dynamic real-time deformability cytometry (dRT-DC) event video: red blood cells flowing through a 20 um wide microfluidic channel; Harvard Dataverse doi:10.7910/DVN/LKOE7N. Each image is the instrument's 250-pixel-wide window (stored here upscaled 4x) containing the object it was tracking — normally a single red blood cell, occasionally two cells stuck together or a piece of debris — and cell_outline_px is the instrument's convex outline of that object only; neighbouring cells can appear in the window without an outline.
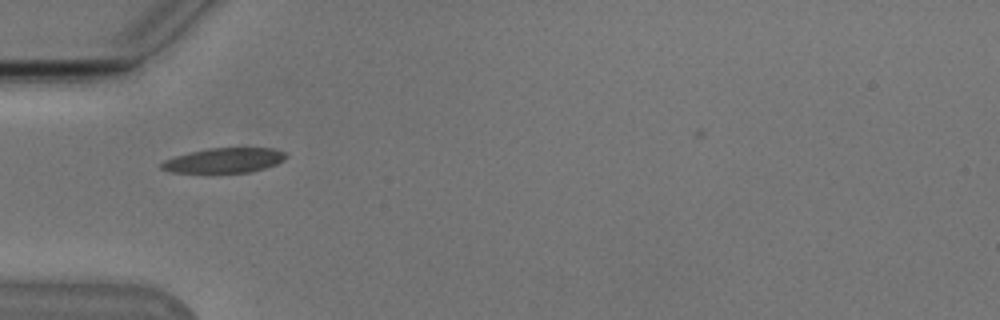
{"species": "Egyptian fruit bat (a non-hibernating species)", "species_latin": "Rousettus aegyptiacus", "temperature_condition": "cold", "stored_images_in_passage": 37, "camera_frame_rate_fps": 3000, "um_per_image_px": 0.085, "animal": {"sex": "male"}, "frame": {"image": 1, "passage_image": 1, "time_ms": 0.0, "image_size_px": [1000, 320], "cell_outline_px": [[288, 156], [284, 160], [276, 164], [264, 168], [248, 172], [172, 172], [160, 168], [160, 164], [164, 160], [176, 156], [208, 148], [272, 148], [284, 152]], "centroid_in_image_um": [19.07, 13.62], "position_along_channel_um": 65.9, "area_um2": 17.74}}
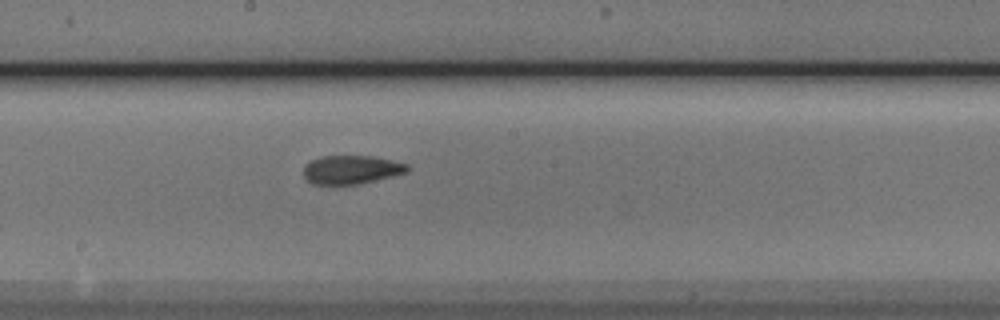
{"frame": {"image": 2, "passage_image": 13, "time_ms": 4.0, "image_size_px": [1000, 320], "cell_outline_px": [[412, 168], [408, 172], [360, 184], [312, 184], [304, 176], [304, 164], [320, 156], [372, 156], [392, 160], [408, 164]], "centroid_in_image_um": [29.89, 14.41], "position_along_channel_um": 218.3, "area_um2": 17.4}}
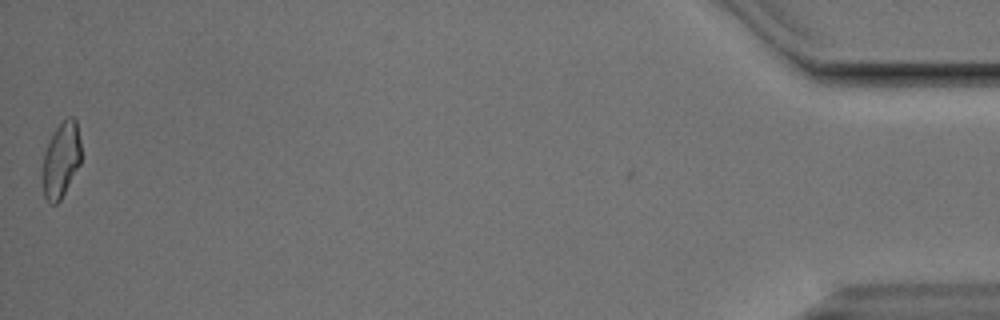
{"frame": {"image": 3, "passage_image": 37, "time_ms": 12.0, "image_size_px": [1000, 320], "cell_outline_px": [[80, 164], [60, 200], [56, 204], [52, 204], [44, 196], [44, 152], [56, 128], [68, 116], [72, 116], [76, 120], [80, 140]], "centroid_in_image_um": [5.22, 13.56], "position_along_channel_um": 430.0, "area_um2": 16.36}, "authors_computed_cell_mechanics": {"area_um2": 17.4556, "velocity_mm_per_s": 3.8349, "shape_relaxation_time_tau1_ms": 8.2004, "shape_relaxation_time_tau2_ms": 2.1878, "deformation_change_tau1": 0.2182, "deformation_change_tau2": 0.1002}}